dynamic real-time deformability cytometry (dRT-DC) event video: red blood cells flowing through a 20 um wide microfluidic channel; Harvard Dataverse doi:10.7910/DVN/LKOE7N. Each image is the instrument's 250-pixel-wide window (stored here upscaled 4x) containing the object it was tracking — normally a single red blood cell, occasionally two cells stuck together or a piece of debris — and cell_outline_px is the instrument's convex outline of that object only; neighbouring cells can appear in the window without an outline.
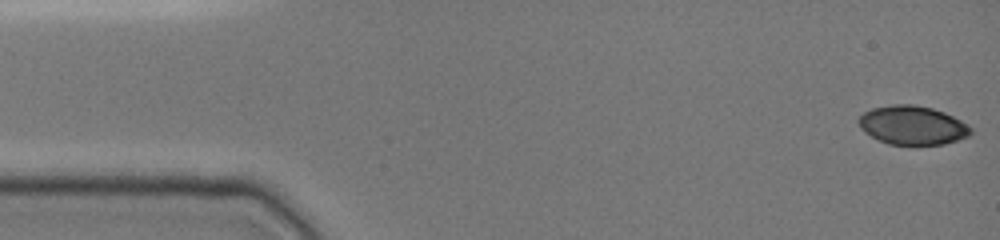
{"species": "common noctule bat (a hibernating species)", "species_latin": "Nyctalus noctula", "temperature_condition": "cold", "stored_images_in_passage": 48, "camera_frame_rate_fps": 3000, "um_per_image_px": 0.085, "animal": {"sex": "female", "body_mass_g": 19.0, "forearm_length_mm": 51.5}, "frame": {"image": 1, "passage_image": 1, "time_ms": 0.0, "image_size_px": [1000, 240], "cell_outline_px": [[972, 132], [968, 136], [944, 144], [888, 144], [872, 136], [856, 120], [864, 112], [872, 108], [892, 104], [912, 104], [932, 108], [944, 112], [968, 124], [972, 128]], "centroid_in_image_um": [77.59, 10.63], "position_along_channel_um": 7.4, "area_um2": 25.03}}
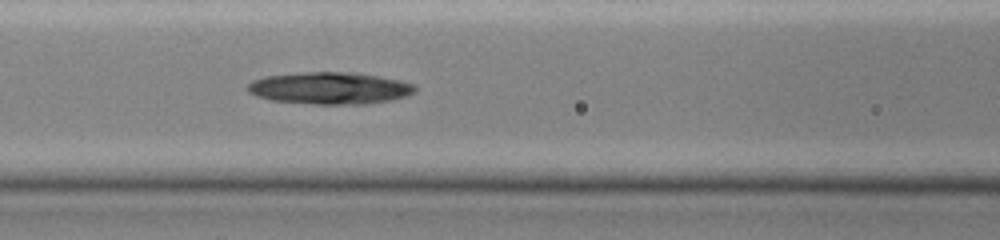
{"frame": {"image": 2, "passage_image": 20, "time_ms": 6.333, "image_size_px": [1000, 240], "cell_outline_px": [[416, 92], [408, 96], [388, 100], [364, 104], [312, 104], [272, 100], [256, 96], [248, 92], [248, 84], [252, 80], [264, 76], [300, 72], [352, 72], [380, 76], [400, 80], [416, 84]], "centroid_in_image_um": [28.05, 7.48], "position_along_channel_um": 138.6, "area_um2": 31.44}}
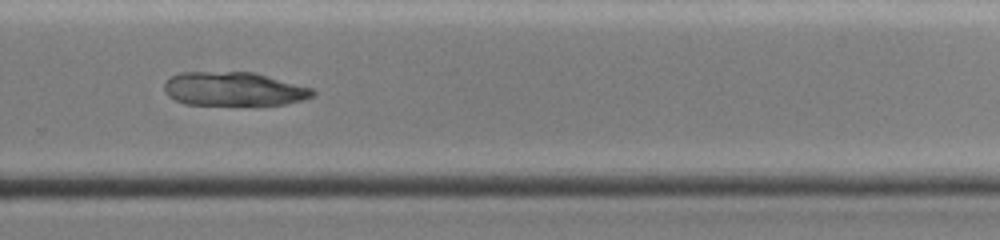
{"frame": {"image": 3, "passage_image": 33, "time_ms": 10.667, "image_size_px": [1000, 240], "cell_outline_px": [[316, 92], [312, 96], [304, 100], [284, 104], [184, 104], [168, 96], [164, 92], [164, 80], [168, 76], [180, 72], [252, 72], [312, 88]], "centroid_in_image_um": [19.81, 7.55], "position_along_channel_um": 310.0, "area_um2": 29.13}}